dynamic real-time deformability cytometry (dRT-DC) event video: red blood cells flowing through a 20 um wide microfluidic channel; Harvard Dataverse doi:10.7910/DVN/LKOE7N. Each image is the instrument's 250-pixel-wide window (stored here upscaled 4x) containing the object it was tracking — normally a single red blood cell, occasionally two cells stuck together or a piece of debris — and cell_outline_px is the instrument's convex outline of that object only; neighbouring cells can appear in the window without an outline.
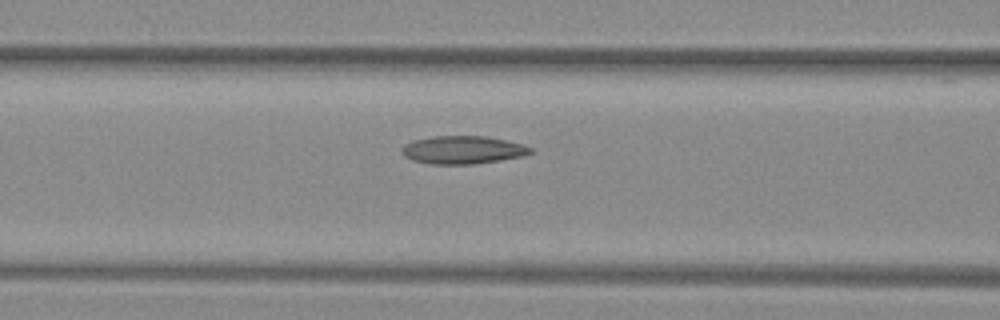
{"species": "common noctule bat (a hibernating species)", "species_latin": "Nyctalus noctula", "temperature_condition": "warm", "stored_images_in_passage": 24, "camera_frame_rate_fps": 3000, "um_per_image_px": 0.085, "animal": {"sex": "female", "body_mass_g": 29.2, "forearm_length_mm": 56.3}, "frame": {"image": 1, "passage_image": 13, "time_ms": 4.0, "image_size_px": [1000, 320], "cell_outline_px": [[532, 152], [524, 156], [476, 164], [428, 164], [412, 160], [404, 156], [400, 152], [400, 148], [404, 144], [412, 140], [432, 136], [484, 136], [524, 144], [532, 148]], "centroid_in_image_um": [39.29, 12.74], "position_along_channel_um": 127.3, "area_um2": 21.21}}
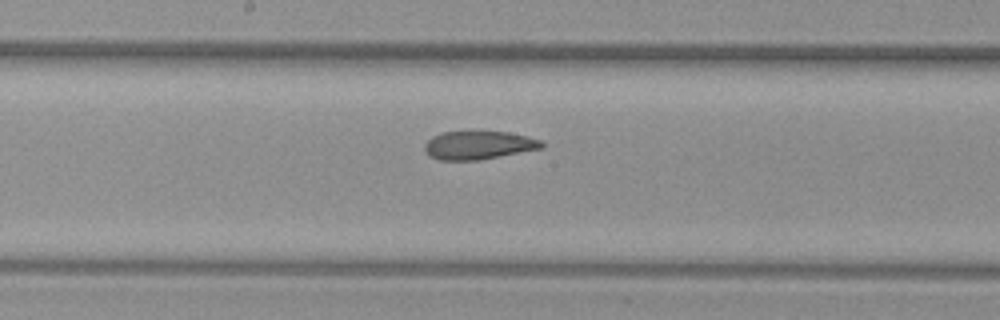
{"frame": {"image": 2, "passage_image": 19, "time_ms": 6.0, "image_size_px": [1000, 320], "cell_outline_px": [[544, 148], [480, 160], [440, 160], [428, 156], [424, 152], [424, 144], [432, 136], [440, 132], [508, 132], [528, 136], [540, 140], [544, 144]], "centroid_in_image_um": [40.66, 12.35], "position_along_channel_um": 207.5, "area_um2": 19.48}}
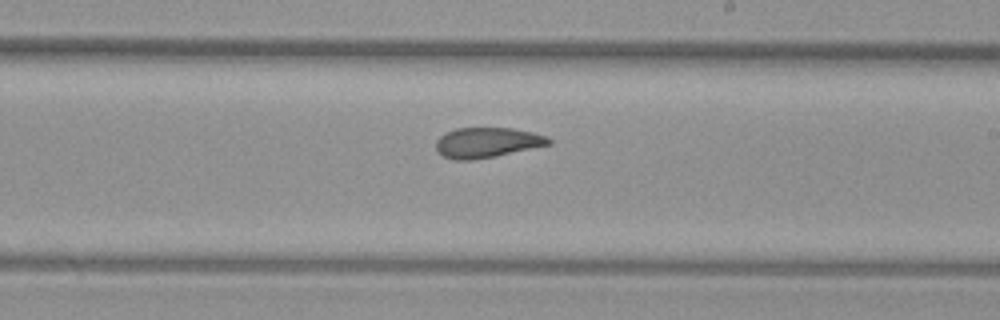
{"frame": {"image": 3, "passage_image": 22, "time_ms": 7.0, "image_size_px": [1000, 320], "cell_outline_px": [[552, 144], [496, 156], [472, 160], [452, 160], [440, 156], [436, 152], [436, 140], [440, 136], [456, 128], [512, 128], [532, 132], [548, 136], [552, 140]], "centroid_in_image_um": [41.39, 12.13], "position_along_channel_um": 247.6, "area_um2": 20.06}}